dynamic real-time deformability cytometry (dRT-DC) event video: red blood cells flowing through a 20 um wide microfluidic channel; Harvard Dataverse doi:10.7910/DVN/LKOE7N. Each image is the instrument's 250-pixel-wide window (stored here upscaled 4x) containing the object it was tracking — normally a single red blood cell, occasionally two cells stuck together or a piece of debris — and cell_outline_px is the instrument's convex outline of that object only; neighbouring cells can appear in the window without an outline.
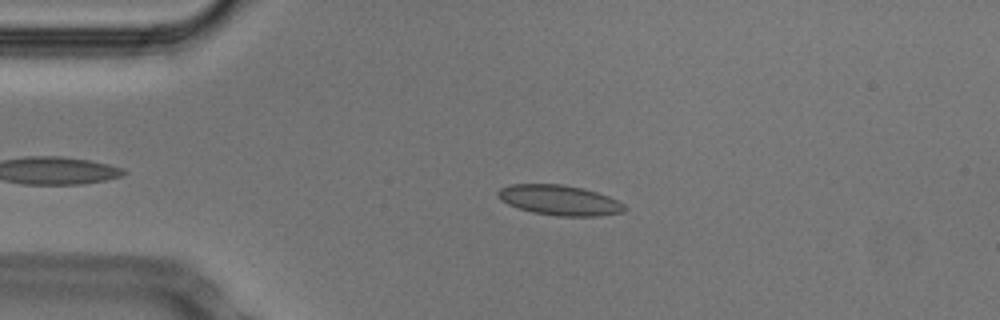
{"species": "Egyptian fruit bat (a non-hibernating species)", "species_latin": "Rousettus aegyptiacus", "temperature_condition": "cold", "stored_images_in_passage": 47, "camera_frame_rate_fps": 3000, "um_per_image_px": 0.085, "animal": {"sex": "male"}, "frame": {"image": 1, "passage_image": 10, "time_ms": 3.0, "image_size_px": [1000, 320], "cell_outline_px": [[628, 208], [624, 212], [600, 216], [556, 216], [532, 212], [508, 204], [500, 200], [496, 192], [500, 188], [508, 184], [560, 184], [584, 188], [608, 196], [624, 204]], "centroid_in_image_um": [47.56, 17.01], "position_along_channel_um": 37.4, "area_um2": 22.37}}
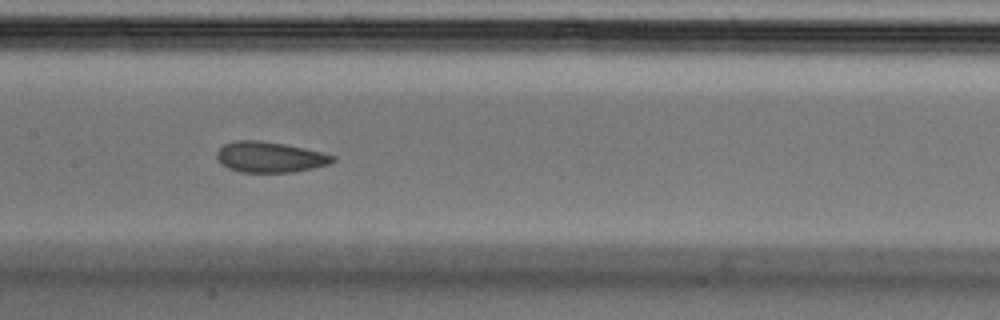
{"frame": {"image": 2, "passage_image": 24, "time_ms": 7.667, "image_size_px": [1000, 320], "cell_outline_px": [[336, 160], [328, 164], [312, 168], [292, 172], [240, 172], [228, 168], [216, 156], [216, 152], [224, 144], [236, 140], [260, 140], [284, 144], [320, 152], [336, 156]], "centroid_in_image_um": [22.93, 13.35], "position_along_channel_um": 184.5, "area_um2": 20.46}}
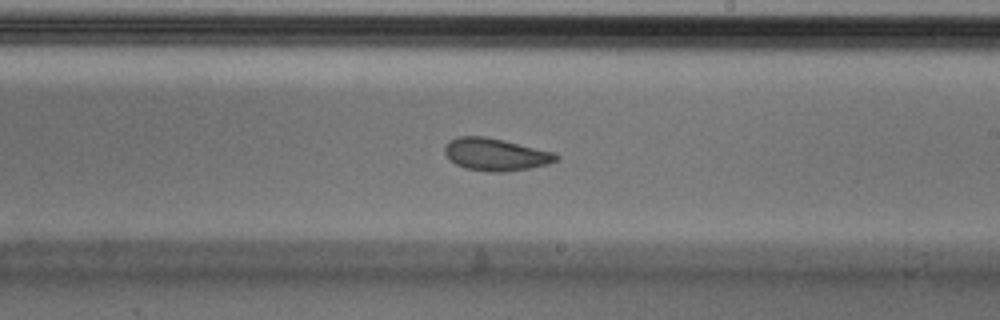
{"frame": {"image": 3, "passage_image": 29, "time_ms": 9.333, "image_size_px": [1000, 320], "cell_outline_px": [[560, 156], [556, 160], [548, 164], [532, 168], [504, 172], [488, 172], [464, 168], [448, 160], [444, 152], [444, 148], [448, 140], [456, 136], [484, 136], [504, 140], [556, 152]], "centroid_in_image_um": [42.11, 13.13], "position_along_channel_um": 246.9, "area_um2": 21.44}, "authors_computed_cell_mechanics": {"area_um2": 21.3282, "velocity_mm_per_s": 3.7553, "shape_relaxation_time_tau1_ms": 8.435, "shape_relaxation_time_tau2_ms": 1.9027, "deformation_change_tau1": 0.1507, "deformation_change_tau2": 0.0582}}